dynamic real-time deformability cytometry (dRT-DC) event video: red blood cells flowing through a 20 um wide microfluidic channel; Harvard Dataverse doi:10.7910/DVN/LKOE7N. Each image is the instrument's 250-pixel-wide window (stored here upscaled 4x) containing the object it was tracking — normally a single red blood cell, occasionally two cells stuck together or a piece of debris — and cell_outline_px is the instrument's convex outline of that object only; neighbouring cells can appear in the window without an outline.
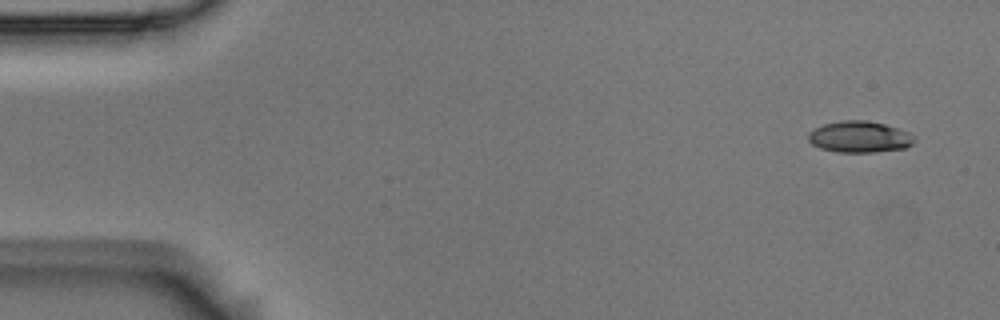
{"species": "Egyptian fruit bat (a non-hibernating species)", "species_latin": "Rousettus aegyptiacus", "temperature_condition": "room temperature", "stored_images_in_passage": 8, "camera_frame_rate_fps": 3000, "um_per_image_px": 0.085, "animal": {"sex": "male"}, "frame": {"image": 1, "passage_image": 1, "time_ms": 0.0, "image_size_px": [1000, 320], "cell_outline_px": [[916, 140], [912, 144], [904, 148], [872, 152], [836, 152], [820, 148], [812, 144], [808, 140], [808, 132], [824, 124], [840, 120], [868, 120], [884, 124], [908, 132], [916, 136]], "centroid_in_image_um": [73.06, 11.63], "position_along_channel_um": 11.9, "area_um2": 19.42}}
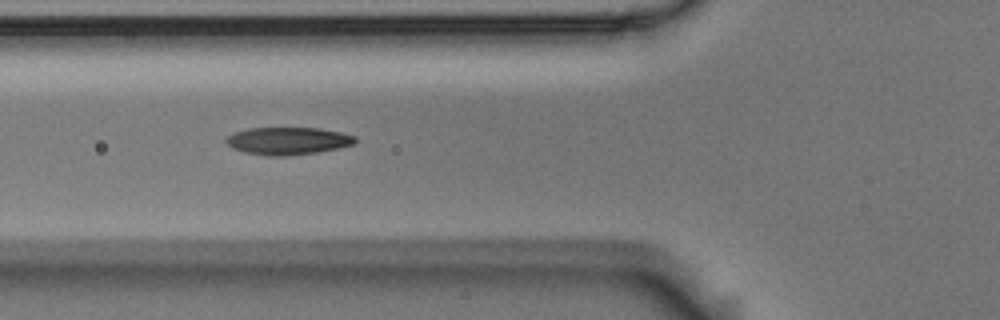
{"frame": {"image": 2, "passage_image": 6, "time_ms": 1.667, "image_size_px": [1000, 320], "cell_outline_px": [[356, 140], [352, 144], [340, 148], [316, 152], [284, 156], [268, 156], [244, 152], [232, 148], [224, 140], [228, 136], [236, 132], [248, 128], [320, 128], [340, 132], [356, 136]], "centroid_in_image_um": [24.46, 11.97], "position_along_channel_um": 101.3, "area_um2": 20.58}}
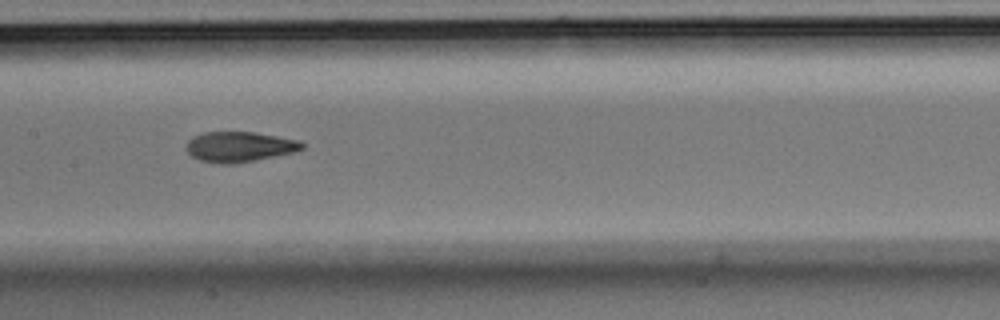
{"frame": {"image": 3, "passage_image": 8, "time_ms": 2.333, "image_size_px": [1000, 320], "cell_outline_px": [[304, 148], [296, 152], [256, 160], [232, 164], [220, 164], [200, 160], [192, 156], [184, 148], [188, 140], [192, 136], [204, 132], [256, 132], [300, 140], [304, 144]], "centroid_in_image_um": [20.36, 12.47], "position_along_channel_um": 187.0, "area_um2": 20.69}}